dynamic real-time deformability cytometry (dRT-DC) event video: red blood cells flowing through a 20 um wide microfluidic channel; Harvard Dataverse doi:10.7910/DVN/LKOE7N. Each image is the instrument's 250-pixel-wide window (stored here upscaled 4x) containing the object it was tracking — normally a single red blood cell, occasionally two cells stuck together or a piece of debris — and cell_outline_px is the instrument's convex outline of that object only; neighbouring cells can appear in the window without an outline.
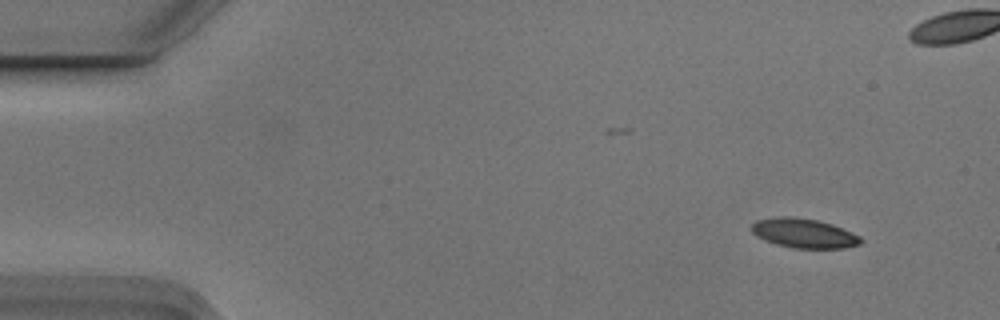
{"species": "Egyptian fruit bat (a non-hibernating species)", "species_latin": "Rousettus aegyptiacus", "temperature_condition": "cold", "stored_images_in_passage": 5, "camera_frame_rate_fps": 3000, "um_per_image_px": 0.085, "animal": {"sex": "male"}, "frame": {"image": 1, "passage_image": 1, "time_ms": 0.0, "image_size_px": [1000, 320], "cell_outline_px": [[864, 240], [860, 244], [844, 248], [792, 248], [776, 244], [764, 240], [756, 236], [752, 232], [752, 224], [756, 220], [776, 216], [792, 216], [816, 220], [832, 224], [852, 232], [860, 236]], "centroid_in_image_um": [68.33, 19.82], "position_along_channel_um": 16.7, "area_um2": 18.84}}